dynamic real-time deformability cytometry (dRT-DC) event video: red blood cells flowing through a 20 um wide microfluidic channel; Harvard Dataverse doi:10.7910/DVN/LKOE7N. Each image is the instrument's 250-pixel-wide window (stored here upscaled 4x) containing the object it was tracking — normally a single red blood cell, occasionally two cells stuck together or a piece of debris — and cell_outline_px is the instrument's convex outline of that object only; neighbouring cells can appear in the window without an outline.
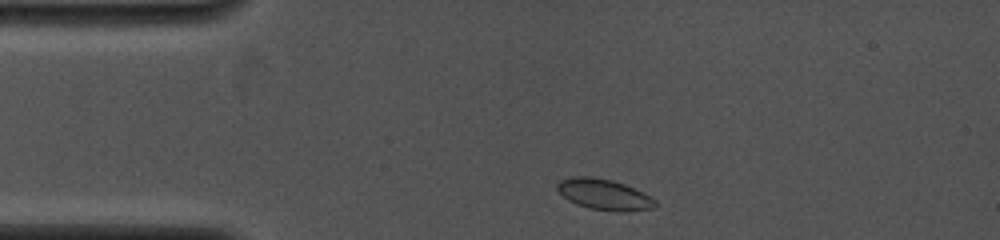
{"species": "common noctule bat (a hibernating species)", "species_latin": "Nyctalus noctula", "temperature_condition": "cold", "stored_images_in_passage": 29, "camera_frame_rate_fps": 4000, "um_per_image_px": 0.085, "animal": {"sex": "female", "body_mass_g": 19.0, "forearm_length_mm": 53.3}, "frame": {"image": 1, "passage_image": 1, "time_ms": 0.0, "image_size_px": [1000, 240], "cell_outline_px": [[656, 208], [628, 212], [624, 212], [588, 208], [576, 204], [568, 200], [556, 188], [556, 184], [560, 180], [572, 176], [592, 176], [612, 180], [624, 184], [656, 200]], "centroid_in_image_um": [51.33, 16.53], "position_along_channel_um": 33.7, "area_um2": 17.57}}
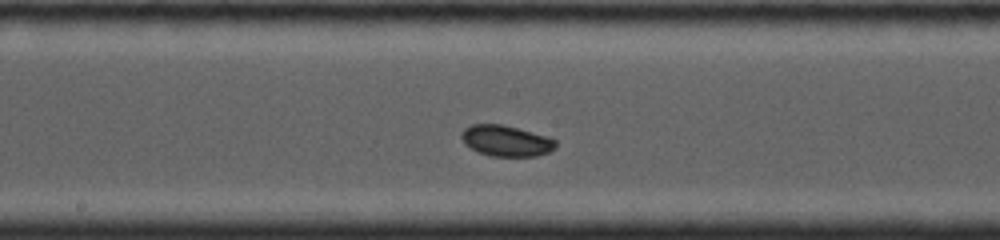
{"frame": {"image": 2, "passage_image": 17, "time_ms": 5.0, "image_size_px": [1000, 240], "cell_outline_px": [[556, 148], [548, 152], [536, 156], [492, 156], [480, 152], [464, 144], [460, 136], [464, 128], [472, 124], [504, 124], [532, 132], [556, 140]], "centroid_in_image_um": [43.0, 11.96], "position_along_channel_um": 205.2, "area_um2": 16.88}}
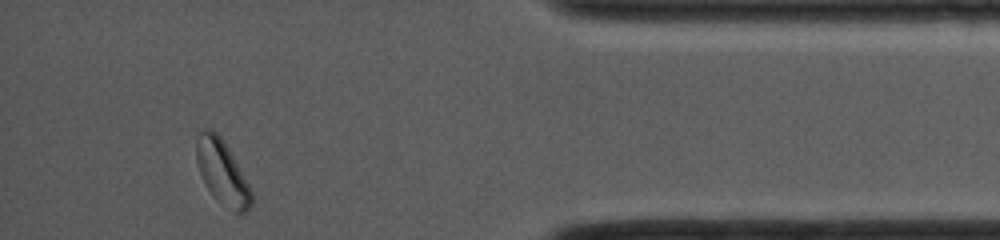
{"frame": {"image": 3, "passage_image": 29, "time_ms": 10.75, "image_size_px": [1000, 240], "cell_outline_px": [[252, 204], [248, 212], [236, 212], [216, 200], [212, 196], [204, 184], [200, 176], [196, 160], [196, 136], [200, 128], [208, 128], [216, 132], [220, 136], [232, 156], [248, 184], [252, 192]], "centroid_in_image_um": [18.83, 14.64], "position_along_channel_um": 416.4, "area_um2": 20.58}, "authors_computed_cell_mechanics": {"area_um2": 16.8198, "velocity_mm_per_s": 4.1373, "shape_relaxation_time_tau1_ms": 3.1835, "shape_relaxation_time_tau2_ms": null, "deformation_change_tau1": 0.0546, "deformation_change_tau2": null}}